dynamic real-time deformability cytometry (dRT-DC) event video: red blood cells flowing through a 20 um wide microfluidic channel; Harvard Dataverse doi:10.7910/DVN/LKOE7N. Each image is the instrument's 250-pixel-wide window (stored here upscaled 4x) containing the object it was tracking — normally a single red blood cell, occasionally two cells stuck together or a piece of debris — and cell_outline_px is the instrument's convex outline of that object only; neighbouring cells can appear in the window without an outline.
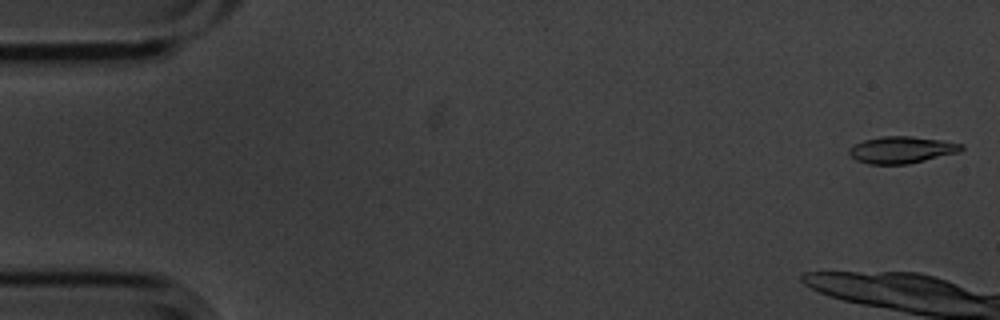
{"species": "common noctule bat (a hibernating species)", "species_latin": "Nyctalus noctula", "temperature_condition": "cold", "stored_images_in_passage": 4, "camera_frame_rate_fps": 3000, "um_per_image_px": 0.085, "animal": {"sex": "male", "body_mass_g": 20.1, "forearm_length_mm": 53.5}, "frame": {"image": 1, "passage_image": 1, "time_ms": 0.0, "image_size_px": [1000, 320], "cell_outline_px": [[964, 148], [960, 152], [908, 164], [868, 164], [856, 160], [848, 152], [848, 148], [864, 140], [880, 136], [912, 136], [940, 140], [964, 144]], "centroid_in_image_um": [76.65, 12.73], "position_along_channel_um": 8.4, "area_um2": 17.57}}